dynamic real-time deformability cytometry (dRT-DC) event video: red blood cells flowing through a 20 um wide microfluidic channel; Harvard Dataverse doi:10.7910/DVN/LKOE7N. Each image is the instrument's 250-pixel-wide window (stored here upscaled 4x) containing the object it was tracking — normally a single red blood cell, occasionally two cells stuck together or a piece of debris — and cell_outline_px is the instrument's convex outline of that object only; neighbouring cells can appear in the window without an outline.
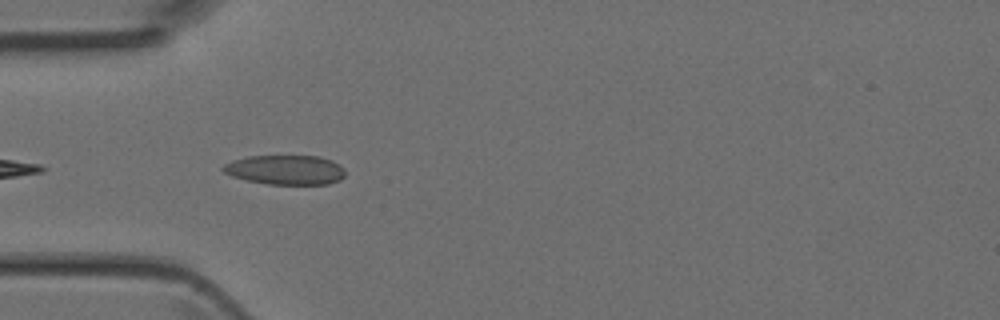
{"species": "Egyptian fruit bat (a non-hibernating species)", "species_latin": "Rousettus aegyptiacus", "temperature_condition": "room temperature", "stored_images_in_passage": 6, "camera_frame_rate_fps": 3000, "um_per_image_px": 0.085, "animal": {"sex": "female"}, "frame": {"image": 1, "passage_image": 5, "time_ms": 1.333, "image_size_px": [1000, 320], "cell_outline_px": [[344, 176], [340, 180], [328, 184], [268, 184], [248, 180], [232, 176], [224, 172], [220, 168], [224, 164], [232, 160], [248, 156], [320, 156], [332, 160], [344, 168]], "centroid_in_image_um": [24.26, 14.43], "position_along_channel_um": 60.7, "area_um2": 21.04}}
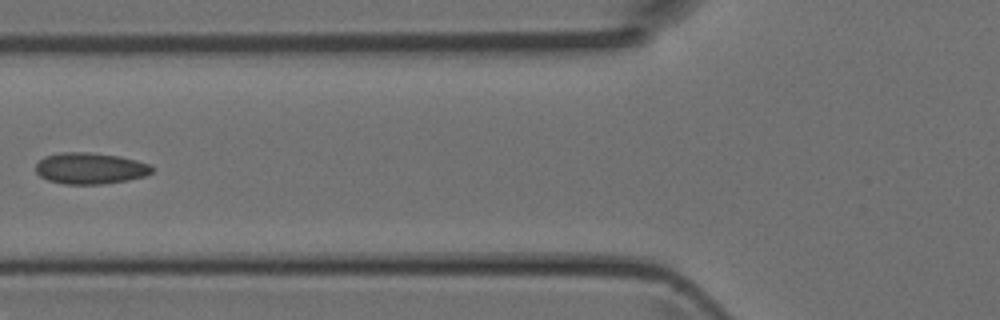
{"frame": {"image": 2, "passage_image": 6, "time_ms": 1.667, "image_size_px": [1000, 320], "cell_outline_px": [[152, 172], [144, 176], [128, 180], [100, 184], [64, 184], [48, 180], [40, 176], [36, 172], [36, 164], [44, 156], [60, 152], [88, 152], [120, 156], [152, 164]], "centroid_in_image_um": [7.66, 14.3], "position_along_channel_um": 118.1, "area_um2": 21.27}}